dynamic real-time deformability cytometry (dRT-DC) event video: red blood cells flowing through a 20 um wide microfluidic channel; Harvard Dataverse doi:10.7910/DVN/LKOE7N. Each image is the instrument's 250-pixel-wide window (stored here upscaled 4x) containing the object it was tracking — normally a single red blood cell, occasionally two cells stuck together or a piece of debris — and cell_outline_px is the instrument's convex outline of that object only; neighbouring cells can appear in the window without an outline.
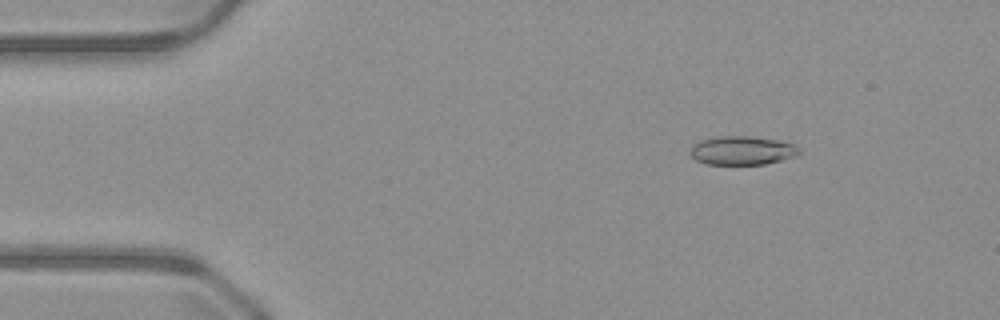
{"species": "common noctule bat (a hibernating species)", "species_latin": "Nyctalus noctula", "temperature_condition": "warm", "stored_images_in_passage": 44, "camera_frame_rate_fps": 3000, "um_per_image_px": 0.085, "animal": {"sex": "male", "body_mass_g": 23.1, "forearm_length_mm": 52.7}, "frame": {"image": 1, "passage_image": 1, "time_ms": 0.0, "image_size_px": [1000, 320], "cell_outline_px": [[800, 156], [764, 164], [708, 164], [696, 160], [688, 152], [692, 144], [700, 140], [720, 136], [748, 136], [776, 140], [792, 144], [800, 152]], "centroid_in_image_um": [63.05, 12.8], "position_along_channel_um": 22.0, "area_um2": 18.21}}
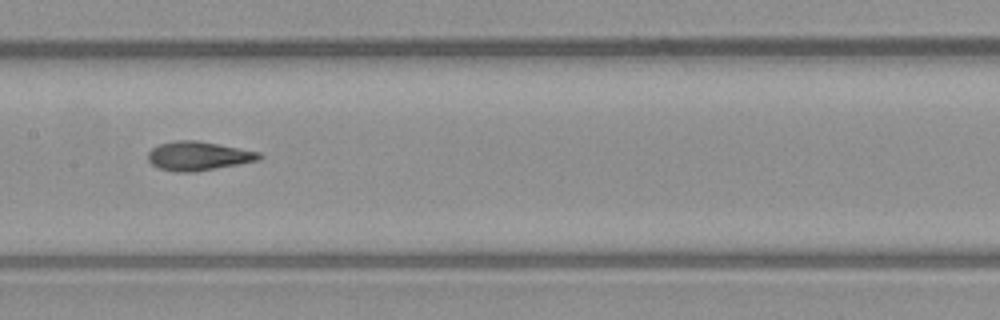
{"frame": {"image": 2, "passage_image": 19, "time_ms": 6.0, "image_size_px": [1000, 320], "cell_outline_px": [[264, 156], [260, 160], [240, 164], [196, 172], [172, 172], [156, 168], [148, 160], [148, 152], [152, 148], [160, 144], [176, 140], [196, 140], [260, 152]], "centroid_in_image_um": [16.85, 13.27], "position_along_channel_um": 190.5, "area_um2": 18.96}}
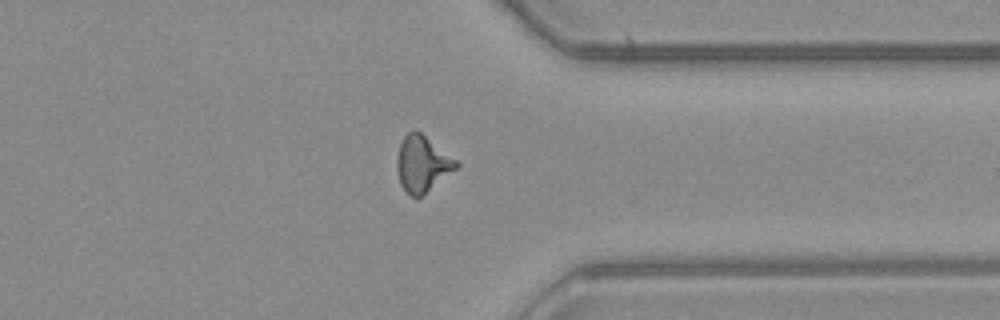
{"frame": {"image": 3, "passage_image": 33, "time_ms": 10.667, "image_size_px": [1000, 320], "cell_outline_px": [[460, 164], [456, 168], [416, 200], [408, 196], [404, 192], [400, 184], [396, 168], [396, 160], [400, 144], [404, 136], [408, 132], [420, 132], [456, 160]], "centroid_in_image_um": [35.84, 13.98], "position_along_channel_um": 375.6, "area_um2": 19.13}, "authors_computed_cell_mechanics": {"area_um2": 18.4671, "velocity_mm_per_s": 4.0967, "shape_relaxation_time_tau1_ms": null, "shape_relaxation_time_tau2_ms": 1.5193, "deformation_change_tau1": null, "deformation_change_tau2": 0.0866}}